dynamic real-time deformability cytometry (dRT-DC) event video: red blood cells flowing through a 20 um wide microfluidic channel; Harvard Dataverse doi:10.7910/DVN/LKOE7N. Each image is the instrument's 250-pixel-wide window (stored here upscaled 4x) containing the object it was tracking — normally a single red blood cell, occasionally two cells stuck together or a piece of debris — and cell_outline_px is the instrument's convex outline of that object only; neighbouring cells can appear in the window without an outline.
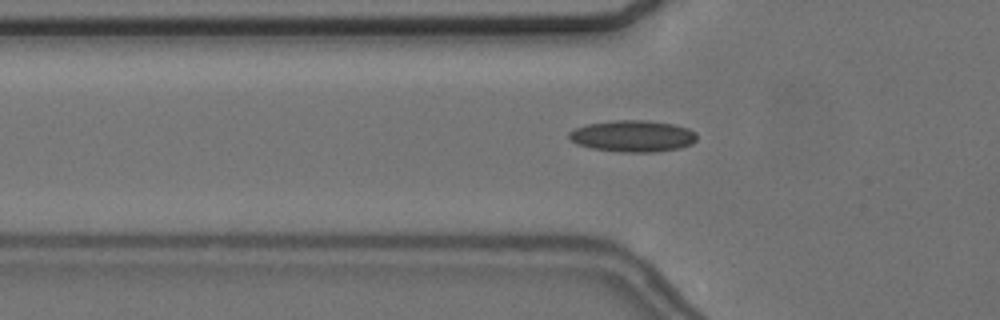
{"species": "common noctule bat (a hibernating species)", "species_latin": "Nyctalus noctula", "temperature_condition": "cold", "stored_images_in_passage": 57, "camera_frame_rate_fps": 3000, "um_per_image_px": 0.085, "animal": {"sex": "female", "body_mass_g": 24.6, "forearm_length_mm": 56.2}, "frame": {"image": 1, "passage_image": 20, "time_ms": 6.333, "image_size_px": [1000, 320], "cell_outline_px": [[696, 140], [692, 144], [680, 148], [656, 152], [620, 152], [592, 148], [576, 144], [568, 136], [568, 132], [576, 128], [588, 124], [616, 120], [648, 120], [672, 124], [688, 128], [696, 132]], "centroid_in_image_um": [53.8, 11.57], "position_along_channel_um": 72.0, "area_um2": 23.52}}
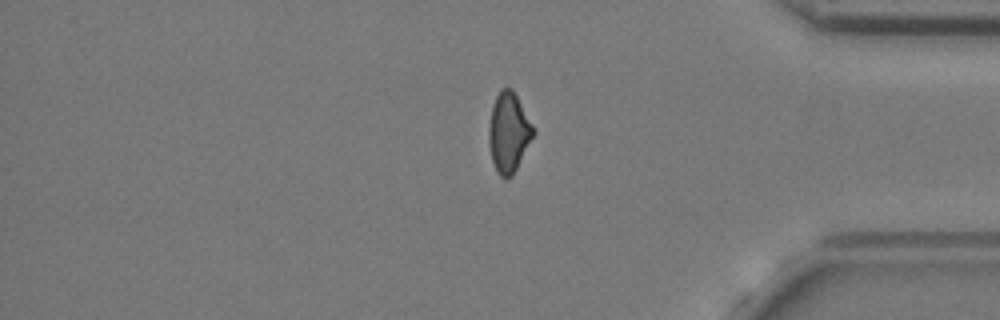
{"frame": {"image": 2, "passage_image": 48, "time_ms": 15.667, "image_size_px": [1000, 320], "cell_outline_px": [[536, 132], [512, 176], [504, 180], [496, 172], [492, 160], [488, 140], [488, 128], [492, 104], [500, 88], [512, 88], [532, 124]], "centroid_in_image_um": [43.22, 11.27], "position_along_channel_um": 392.0, "area_um2": 20.75}}
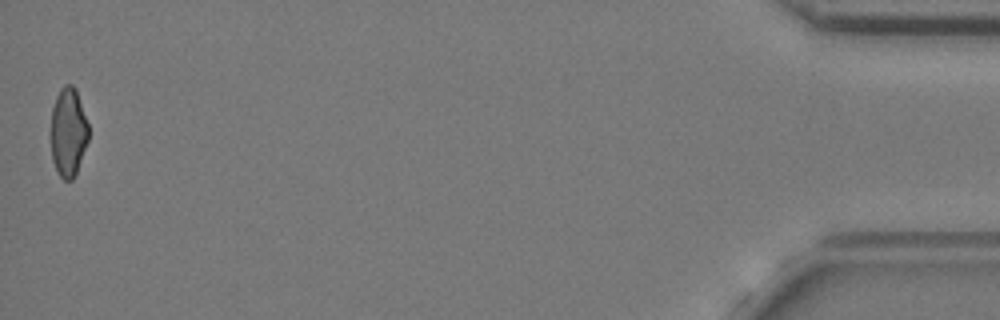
{"frame": {"image": 3, "passage_image": 57, "time_ms": 18.667, "image_size_px": [1000, 320], "cell_outline_px": [[88, 140], [76, 172], [72, 180], [64, 180], [60, 176], [52, 160], [52, 108], [56, 96], [60, 88], [64, 84], [72, 84], [76, 88], [88, 124]], "centroid_in_image_um": [5.81, 11.19], "position_along_channel_um": 429.4, "area_um2": 19.25}, "authors_computed_cell_mechanics": {"area_um2": 20.7502, "velocity_mm_per_s": 3.6585, "shape_relaxation_time_tau1_ms": 5.9905, "shape_relaxation_time_tau2_ms": 4.1467, "deformation_change_tau1": 0.1402, "deformation_change_tau2": 0.0956}}